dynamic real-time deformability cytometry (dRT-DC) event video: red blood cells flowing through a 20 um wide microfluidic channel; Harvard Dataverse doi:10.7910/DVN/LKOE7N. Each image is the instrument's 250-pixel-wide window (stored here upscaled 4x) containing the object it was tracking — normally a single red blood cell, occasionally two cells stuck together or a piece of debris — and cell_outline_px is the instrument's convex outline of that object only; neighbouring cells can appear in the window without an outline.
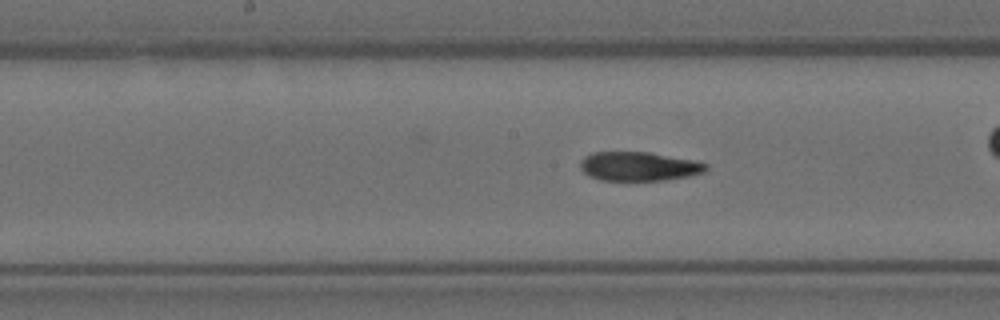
{"species": "Egyptian fruit bat (a non-hibernating species)", "species_latin": "Rousettus aegyptiacus", "temperature_condition": "room temperature", "stored_images_in_passage": 53, "camera_frame_rate_fps": 3000, "um_per_image_px": 0.085, "animal": {"sex": "female"}, "frame": {"image": 1, "passage_image": 23, "time_ms": 7.333, "image_size_px": [1000, 320], "cell_outline_px": [[708, 168], [704, 172], [688, 176], [664, 180], [600, 180], [588, 176], [580, 168], [580, 160], [584, 156], [592, 152], [648, 152], [692, 160], [708, 164]], "centroid_in_image_um": [54.26, 14.14], "position_along_channel_um": 193.9, "area_um2": 21.21}}
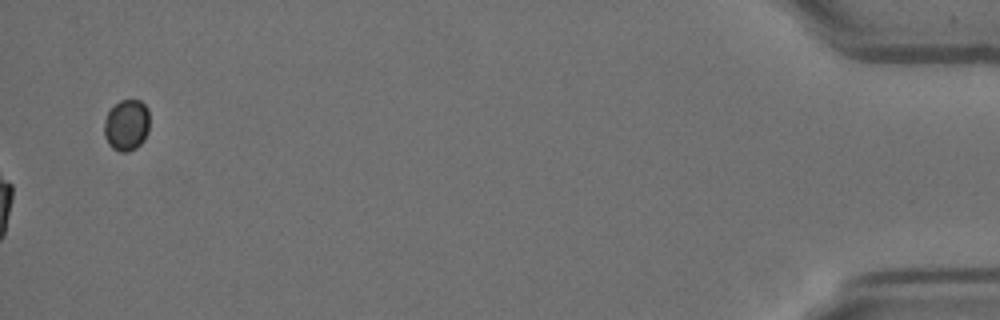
{"frame": {"image": 2, "passage_image": 53, "time_ms": 17.333, "image_size_px": [1000, 320], "cell_outline_px": [[148, 132], [144, 140], [136, 148], [128, 152], [120, 152], [112, 148], [108, 144], [104, 136], [104, 120], [108, 112], [120, 100], [140, 100], [148, 108]], "centroid_in_image_um": [10.75, 10.65], "position_along_channel_um": 424.5, "area_um2": 13.64}, "authors_computed_cell_mechanics": {"area_um2": 21.5016, "velocity_mm_per_s": 3.5345, "shape_relaxation_time_tau1_ms": null, "shape_relaxation_time_tau2_ms": 3.2958, "deformation_change_tau1": null, "deformation_change_tau2": 0.1076}}